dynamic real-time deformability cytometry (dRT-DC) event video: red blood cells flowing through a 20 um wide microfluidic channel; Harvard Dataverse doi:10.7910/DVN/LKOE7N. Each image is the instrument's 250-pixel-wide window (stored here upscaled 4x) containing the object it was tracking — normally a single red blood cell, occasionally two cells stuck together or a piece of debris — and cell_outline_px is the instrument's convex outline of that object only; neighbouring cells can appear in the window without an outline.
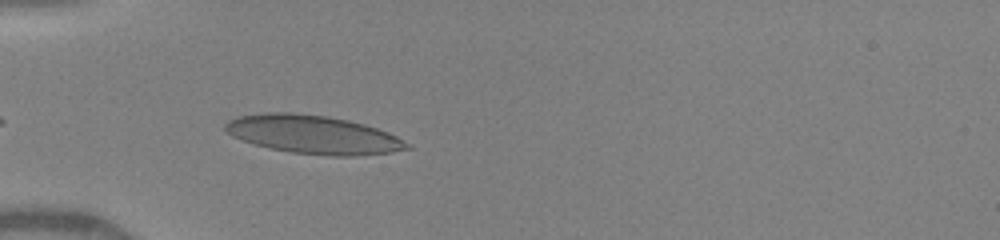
{"species": "human", "species_latin": "Homo sapiens", "temperature_condition": "warm", "stored_images_in_passage": 17, "camera_frame_rate_fps": 3000, "um_per_image_px": 0.085, "donor": {"sex": "female"}, "frame": {"image": 1, "passage_image": 3, "time_ms": 0.667, "image_size_px": [1000, 240], "cell_outline_px": [[412, 148], [392, 152], [352, 156], [332, 156], [292, 152], [268, 148], [232, 136], [224, 128], [224, 124], [228, 120], [236, 116], [264, 112], [292, 112], [328, 116], [348, 120], [364, 124], [388, 132], [412, 144]], "centroid_in_image_um": [26.63, 11.43], "position_along_channel_um": 58.4, "area_um2": 40.81}}
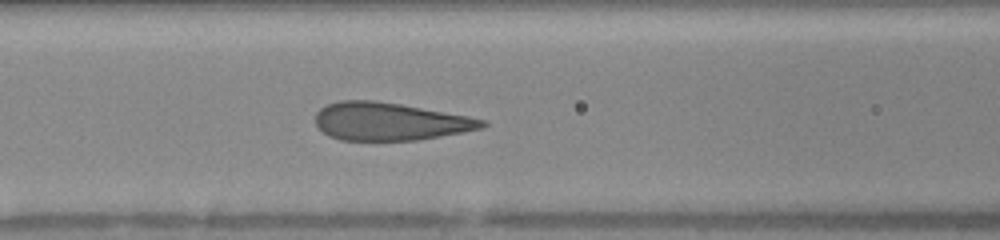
{"frame": {"image": 2, "passage_image": 12, "time_ms": 2.667, "image_size_px": [1000, 240], "cell_outline_px": [[488, 124], [484, 128], [440, 136], [416, 140], [340, 140], [324, 132], [316, 124], [316, 112], [320, 108], [328, 104], [340, 100], [376, 100], [400, 104], [468, 116], [488, 120]], "centroid_in_image_um": [33.15, 10.32], "position_along_channel_um": 133.4, "area_um2": 36.59}}